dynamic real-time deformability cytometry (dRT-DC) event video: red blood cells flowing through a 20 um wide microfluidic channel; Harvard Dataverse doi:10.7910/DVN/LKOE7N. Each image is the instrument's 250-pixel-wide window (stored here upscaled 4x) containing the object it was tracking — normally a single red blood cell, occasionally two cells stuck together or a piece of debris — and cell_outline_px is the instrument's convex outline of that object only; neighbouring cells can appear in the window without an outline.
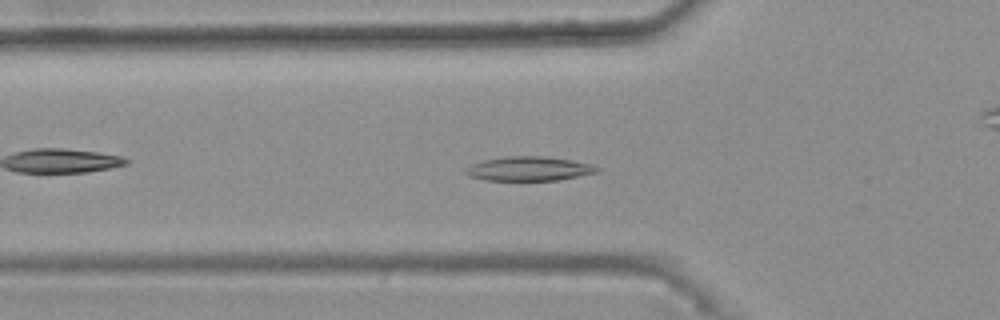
{"species": "common noctule bat (a hibernating species)", "species_latin": "Nyctalus noctula", "temperature_condition": "warm", "stored_images_in_passage": 43, "camera_frame_rate_fps": 3000, "um_per_image_px": 0.085, "animal": {"sex": "female", "body_mass_g": 25.1}, "frame": {"image": 1, "passage_image": 19, "time_ms": 6.0, "image_size_px": [1000, 320], "cell_outline_px": [[600, 168], [596, 172], [556, 180], [484, 180], [468, 176], [464, 172], [464, 168], [472, 164], [484, 160], [508, 156], [544, 156], [572, 160], [588, 164]], "centroid_in_image_um": [44.88, 14.34], "position_along_channel_um": 80.9, "area_um2": 18.32}}
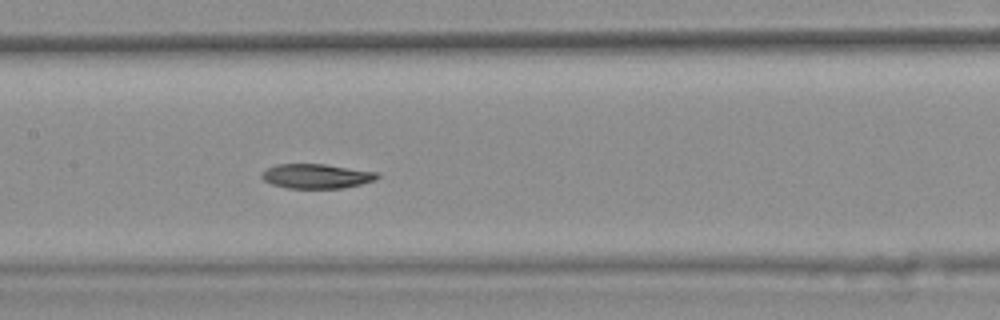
{"frame": {"image": 2, "passage_image": 27, "time_ms": 8.667, "image_size_px": [1000, 320], "cell_outline_px": [[380, 176], [376, 180], [360, 184], [340, 188], [288, 188], [272, 184], [264, 180], [260, 176], [268, 168], [276, 164], [324, 164], [380, 172]], "centroid_in_image_um": [26.94, 14.97], "position_along_channel_um": 180.5, "area_um2": 16.47}}
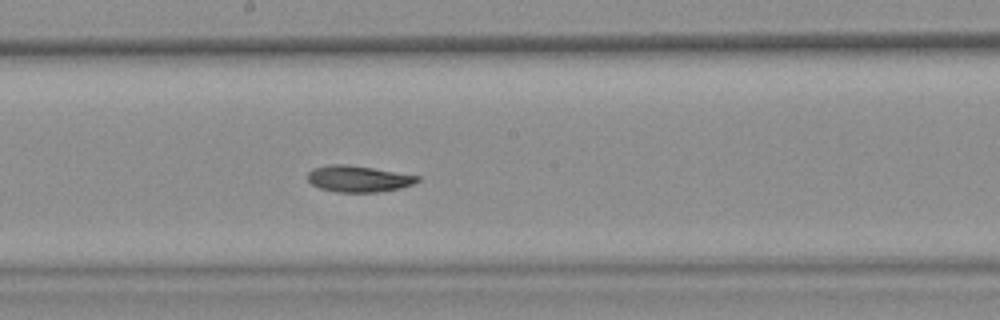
{"frame": {"image": 3, "passage_image": 30, "time_ms": 9.667, "image_size_px": [1000, 320], "cell_outline_px": [[420, 180], [412, 184], [400, 188], [376, 192], [336, 192], [320, 188], [312, 184], [308, 180], [308, 172], [312, 168], [328, 164], [348, 164], [420, 176]], "centroid_in_image_um": [30.43, 15.19], "position_along_channel_um": 217.8, "area_um2": 16.82}, "authors_computed_cell_mechanics": {"area_um2": 17.8024, "velocity_mm_per_s": 3.7317, "shape_relaxation_time_tau1_ms": 10.2849, "shape_relaxation_time_tau2_ms": null, "deformation_change_tau1": 0.2031, "deformation_change_tau2": null}}